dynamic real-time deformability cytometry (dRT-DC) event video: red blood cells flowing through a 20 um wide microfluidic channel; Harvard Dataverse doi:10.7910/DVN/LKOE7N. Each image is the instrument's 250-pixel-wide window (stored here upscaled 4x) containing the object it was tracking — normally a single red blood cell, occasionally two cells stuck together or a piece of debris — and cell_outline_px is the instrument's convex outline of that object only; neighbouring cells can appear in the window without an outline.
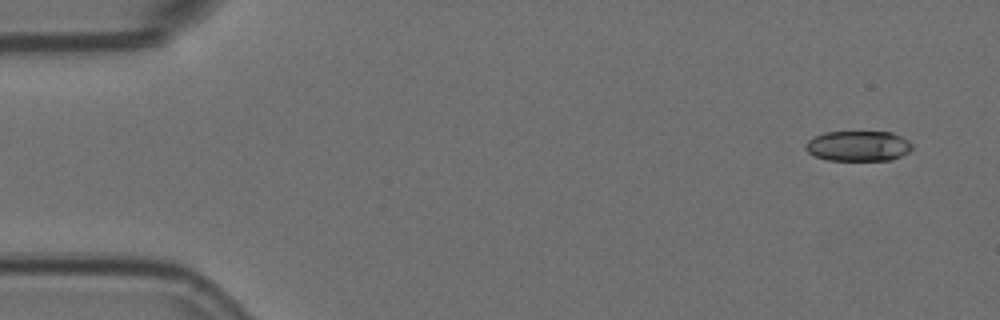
{"species": "Egyptian fruit bat (a non-hibernating species)", "species_latin": "Rousettus aegyptiacus", "temperature_condition": "room temperature", "stored_images_in_passage": 7, "camera_frame_rate_fps": 3000, "um_per_image_px": 0.085, "animal": {"sex": "female"}, "frame": {"image": 1, "passage_image": 1, "time_ms": 0.0, "image_size_px": [1000, 320], "cell_outline_px": [[912, 148], [908, 152], [892, 160], [828, 160], [816, 156], [808, 152], [804, 148], [804, 144], [812, 136], [824, 132], [892, 132], [908, 140], [912, 144]], "centroid_in_image_um": [72.92, 12.4], "position_along_channel_um": 12.1, "area_um2": 18.9}}
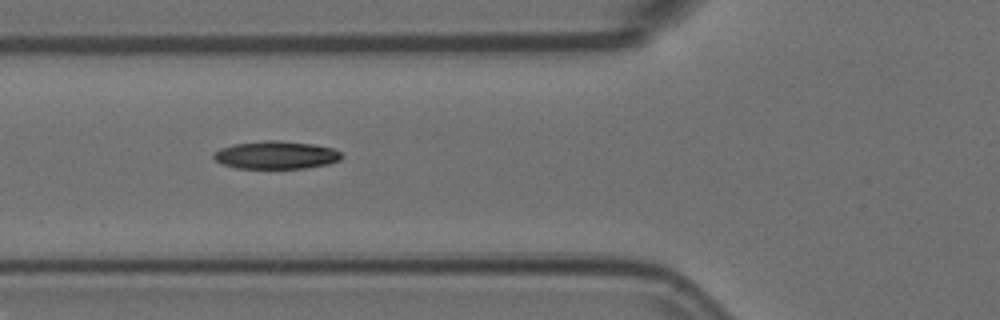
{"frame": {"image": 2, "passage_image": 6, "time_ms": 1.667, "image_size_px": [1000, 320], "cell_outline_px": [[344, 156], [340, 160], [328, 164], [304, 168], [236, 168], [224, 164], [216, 160], [212, 156], [212, 152], [220, 148], [232, 144], [264, 140], [280, 140], [312, 144], [332, 148], [340, 152]], "centroid_in_image_um": [23.45, 13.17], "position_along_channel_um": 102.4, "area_um2": 20.87}}
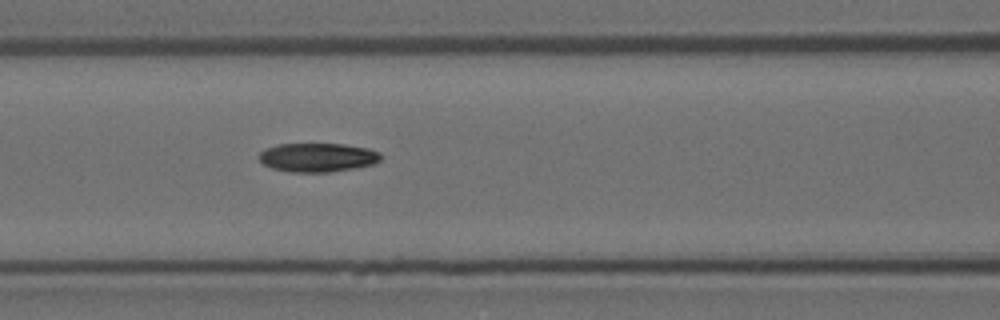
{"frame": {"image": 3, "passage_image": 7, "time_ms": 2.0, "image_size_px": [1000, 320], "cell_outline_px": [[380, 160], [372, 164], [352, 168], [328, 172], [292, 172], [272, 168], [264, 164], [260, 160], [260, 152], [264, 148], [276, 144], [344, 144], [368, 148], [380, 152]], "centroid_in_image_um": [26.97, 13.37], "position_along_channel_um": 139.6, "area_um2": 20.35}}